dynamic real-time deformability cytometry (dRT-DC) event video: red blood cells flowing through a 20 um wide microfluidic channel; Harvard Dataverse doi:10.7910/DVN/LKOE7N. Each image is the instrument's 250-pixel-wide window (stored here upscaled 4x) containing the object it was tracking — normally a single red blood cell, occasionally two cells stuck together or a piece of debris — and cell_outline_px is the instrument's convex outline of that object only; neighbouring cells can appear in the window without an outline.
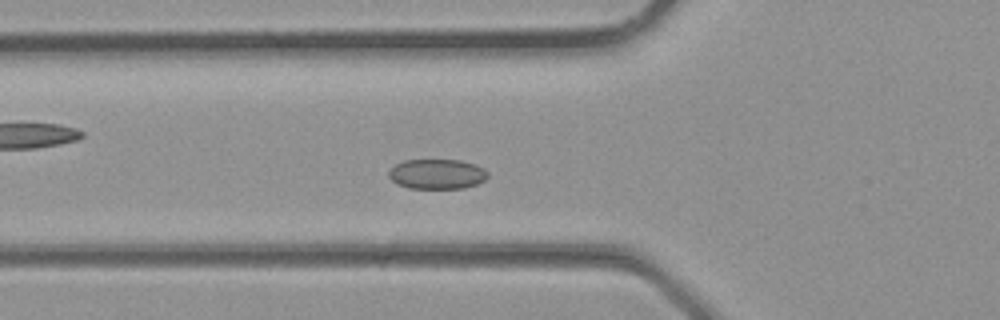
{"species": "common noctule bat (a hibernating species)", "species_latin": "Nyctalus noctula", "temperature_condition": "room temperature", "stored_images_in_passage": 33, "camera_frame_rate_fps": 3000, "um_per_image_px": 0.085, "animal": {"sex": "male", "body_mass_g": 23.1, "forearm_length_mm": 52.7}, "frame": {"image": 1, "passage_image": 10, "time_ms": 3.0, "image_size_px": [1000, 320], "cell_outline_px": [[488, 176], [484, 180], [476, 184], [464, 188], [408, 188], [396, 184], [388, 176], [388, 172], [396, 164], [404, 160], [460, 160], [476, 164], [484, 168], [488, 172]], "centroid_in_image_um": [37.15, 14.79], "position_along_channel_um": 88.7, "area_um2": 17.34}}
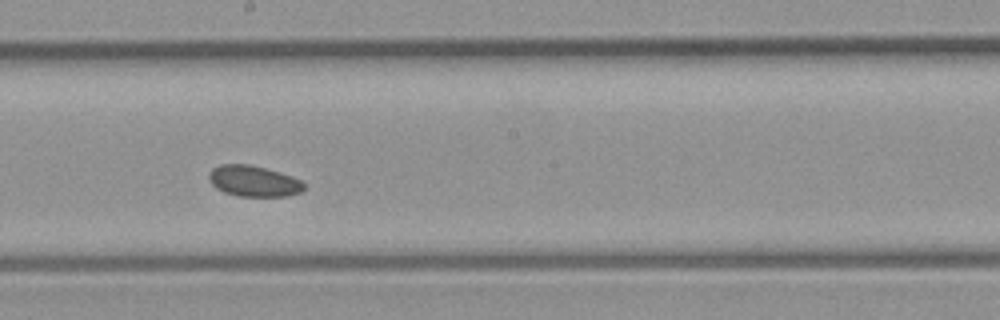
{"frame": {"image": 2, "passage_image": 17, "time_ms": 5.333, "image_size_px": [1000, 320], "cell_outline_px": [[304, 188], [300, 192], [284, 196], [240, 196], [224, 192], [216, 188], [208, 180], [208, 172], [212, 168], [220, 164], [252, 164], [280, 172], [292, 176], [300, 180], [304, 184]], "centroid_in_image_um": [21.52, 15.37], "position_along_channel_um": 226.7, "area_um2": 17.22}}
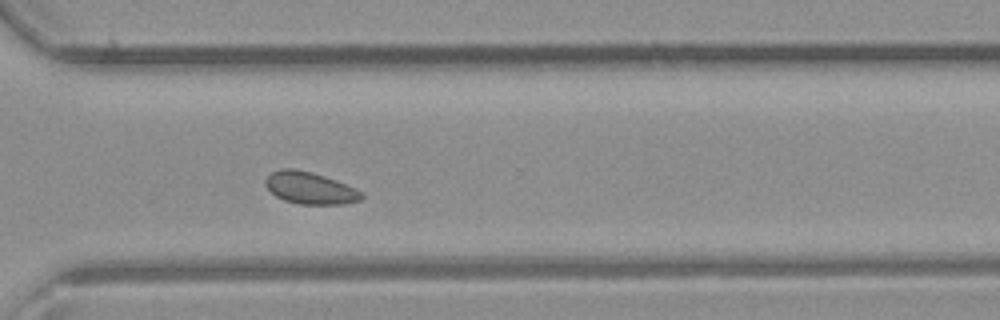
{"frame": {"image": 3, "passage_image": 23, "time_ms": 7.333, "image_size_px": [1000, 320], "cell_outline_px": [[364, 196], [360, 200], [344, 204], [300, 204], [284, 200], [276, 196], [264, 184], [264, 180], [272, 172], [280, 168], [292, 168], [324, 176], [336, 180], [364, 192]], "centroid_in_image_um": [26.36, 15.99], "position_along_channel_um": 344.2, "area_um2": 17.8}}